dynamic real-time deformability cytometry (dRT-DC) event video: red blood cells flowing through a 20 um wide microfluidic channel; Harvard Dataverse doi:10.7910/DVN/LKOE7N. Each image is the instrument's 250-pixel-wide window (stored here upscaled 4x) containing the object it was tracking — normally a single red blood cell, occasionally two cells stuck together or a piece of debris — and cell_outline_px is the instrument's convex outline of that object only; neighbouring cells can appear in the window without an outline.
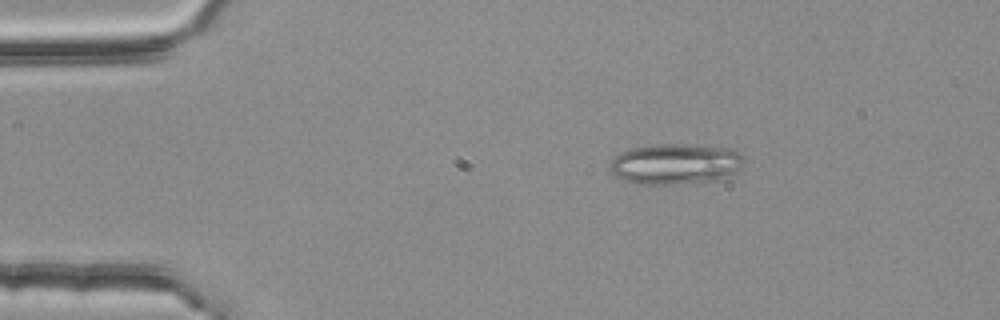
{"species": "common noctule bat (a hibernating species)", "species_latin": "Nyctalus noctula", "temperature_condition": "room temperature", "stored_images_in_passage": 3, "camera_frame_rate_fps": 3000, "um_per_image_px": 0.085, "animal": {"sex": "female", "body_mass_g": 25.1}, "frame": {"image": 1, "passage_image": 3, "time_ms": 0.667, "image_size_px": [1000, 320], "cell_outline_px": [[744, 164], [740, 168], [732, 172], [712, 180], [676, 184], [636, 184], [624, 180], [616, 176], [612, 172], [612, 160], [620, 152], [632, 148], [660, 144], [676, 144], [732, 148], [740, 152], [744, 156]], "centroid_in_image_um": [57.42, 13.92], "position_along_channel_um": 27.6, "area_um2": 31.27}}